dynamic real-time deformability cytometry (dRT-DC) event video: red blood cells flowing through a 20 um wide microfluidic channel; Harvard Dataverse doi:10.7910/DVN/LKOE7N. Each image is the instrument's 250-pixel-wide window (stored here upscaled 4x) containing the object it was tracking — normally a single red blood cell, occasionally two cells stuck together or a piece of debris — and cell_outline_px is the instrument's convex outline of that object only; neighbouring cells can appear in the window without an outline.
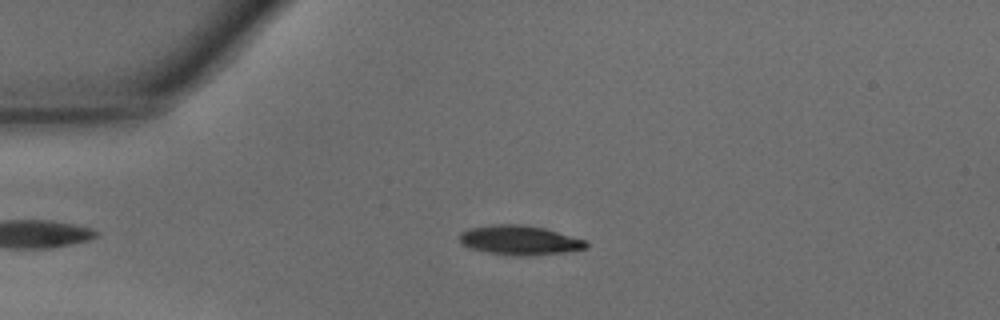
{"species": "common noctule bat (a hibernating species)", "species_latin": "Nyctalus noctula", "temperature_condition": "warm", "stored_images_in_passage": 40, "camera_frame_rate_fps": 3000, "um_per_image_px": 0.085, "animal": {"sex": "male", "body_mass_g": 15.6}, "frame": {"image": 1, "passage_image": 4, "time_ms": 1.0, "image_size_px": [1000, 320], "cell_outline_px": [[588, 244], [584, 248], [564, 252], [520, 256], [488, 252], [472, 248], [460, 244], [460, 232], [468, 228], [496, 224], [520, 224], [544, 228], [588, 240]], "centroid_in_image_um": [44.16, 20.4], "position_along_channel_um": 40.8, "area_um2": 21.5}}
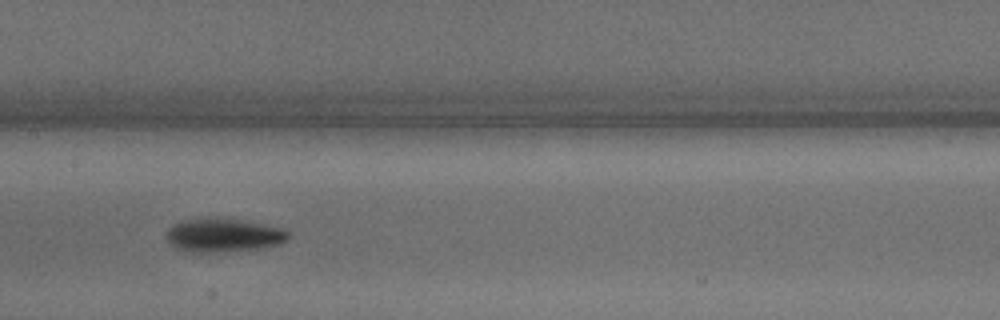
{"frame": {"image": 2, "passage_image": 16, "time_ms": 5.0, "image_size_px": [1000, 320], "cell_outline_px": [[288, 236], [284, 240], [276, 244], [256, 248], [212, 252], [192, 252], [176, 248], [168, 240], [168, 228], [184, 220], [240, 220], [280, 228], [288, 232]], "centroid_in_image_um": [18.96, 20.02], "position_along_channel_um": 188.4, "area_um2": 22.37}}
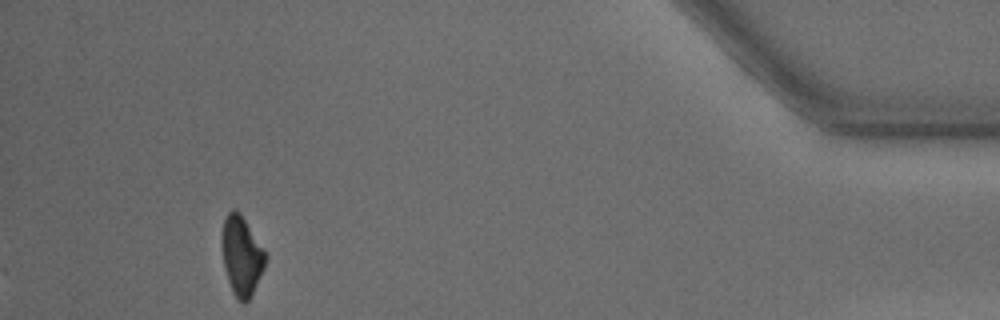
{"frame": {"image": 3, "passage_image": 36, "time_ms": 11.667, "image_size_px": [1000, 320], "cell_outline_px": [[268, 256], [264, 268], [248, 300], [244, 304], [232, 292], [224, 268], [220, 244], [220, 236], [224, 220], [228, 212], [232, 208], [240, 212]], "centroid_in_image_um": [20.5, 21.7], "position_along_channel_um": 414.7, "area_um2": 20.17}}